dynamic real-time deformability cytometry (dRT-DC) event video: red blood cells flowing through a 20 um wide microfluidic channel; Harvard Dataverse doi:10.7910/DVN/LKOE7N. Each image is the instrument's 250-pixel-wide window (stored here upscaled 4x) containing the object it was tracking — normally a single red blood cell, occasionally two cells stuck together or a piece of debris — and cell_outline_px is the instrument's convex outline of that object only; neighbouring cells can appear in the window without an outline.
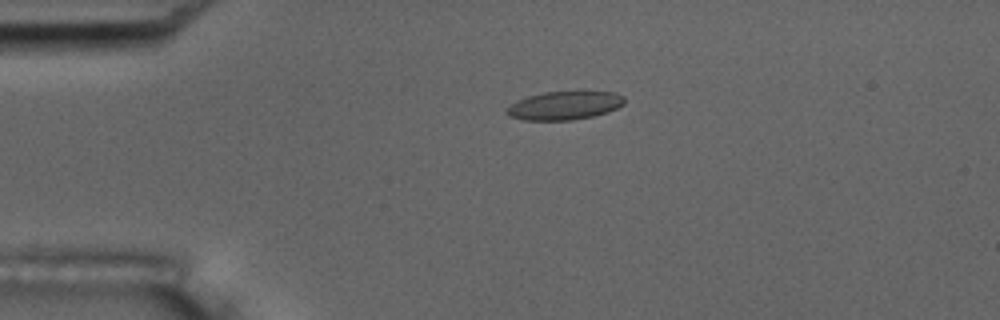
{"species": "common noctule bat (a hibernating species)", "species_latin": "Nyctalus noctula", "temperature_condition": "room temperature", "stored_images_in_passage": 4, "camera_frame_rate_fps": 3000, "um_per_image_px": 0.085, "animal": {"sex": "male", "body_mass_g": 17.5, "forearm_length_mm": 52.3}, "frame": {"image": 1, "passage_image": 4, "time_ms": 3.333, "image_size_px": [1000, 320], "cell_outline_px": [[624, 104], [608, 112], [592, 116], [572, 120], [524, 120], [508, 116], [504, 112], [516, 100], [528, 96], [544, 92], [616, 92], [624, 96]], "centroid_in_image_um": [47.97, 8.97], "position_along_channel_um": 37.0, "area_um2": 19.42}}